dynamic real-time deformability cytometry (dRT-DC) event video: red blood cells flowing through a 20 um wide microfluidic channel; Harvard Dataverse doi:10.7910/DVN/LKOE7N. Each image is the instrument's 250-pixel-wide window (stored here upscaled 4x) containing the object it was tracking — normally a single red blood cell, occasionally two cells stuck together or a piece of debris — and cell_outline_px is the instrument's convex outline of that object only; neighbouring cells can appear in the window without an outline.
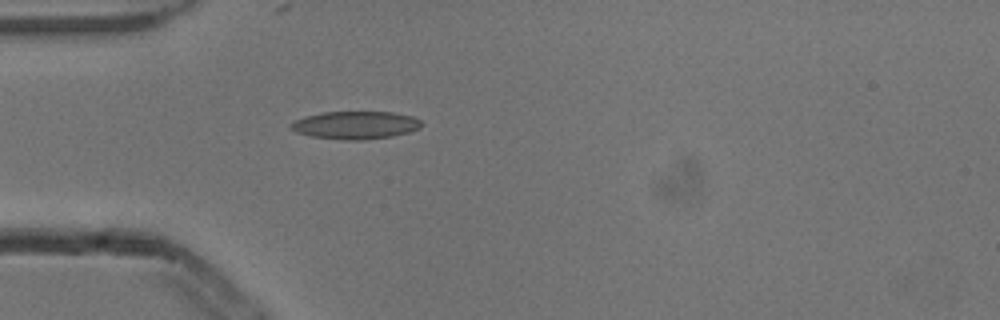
{"species": "common noctule bat (a hibernating species)", "species_latin": "Nyctalus noctula", "temperature_condition": "cold", "stored_images_in_passage": 6, "camera_frame_rate_fps": 3000, "um_per_image_px": 0.085, "animal": {"sex": "male", "body_mass_g": 13.3}, "frame": {"image": 1, "passage_image": 6, "time_ms": 1.667, "image_size_px": [1000, 320], "cell_outline_px": [[420, 128], [408, 132], [392, 136], [364, 140], [344, 140], [312, 136], [296, 132], [288, 128], [288, 124], [304, 116], [324, 112], [392, 112], [412, 116], [420, 120]], "centroid_in_image_um": [30.17, 10.63], "position_along_channel_um": 54.8, "area_um2": 21.15}}